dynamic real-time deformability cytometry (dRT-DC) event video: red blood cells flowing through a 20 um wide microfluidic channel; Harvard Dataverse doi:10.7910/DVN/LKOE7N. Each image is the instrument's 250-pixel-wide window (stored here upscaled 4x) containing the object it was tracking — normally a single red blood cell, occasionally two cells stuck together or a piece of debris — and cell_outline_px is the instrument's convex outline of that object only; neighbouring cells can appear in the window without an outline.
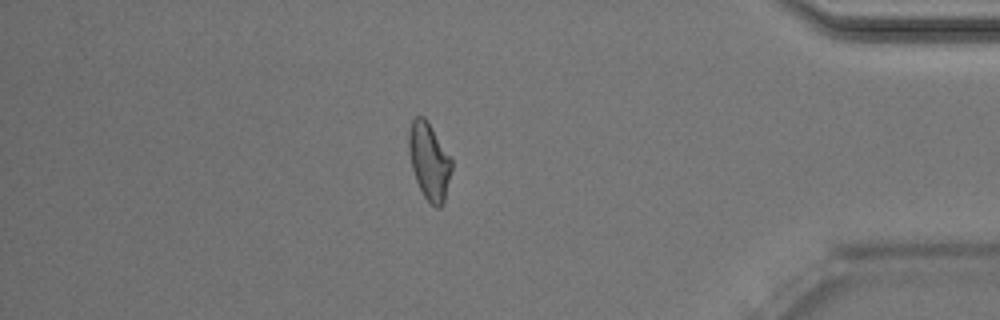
{"species": "Egyptian fruit bat (a non-hibernating species)", "species_latin": "Rousettus aegyptiacus", "temperature_condition": "room temperature", "stored_images_in_passage": 50, "camera_frame_rate_fps": 3000, "um_per_image_px": 0.085, "animal": {"sex": "male"}, "frame": {"image": 1, "passage_image": 43, "time_ms": 14.0, "image_size_px": [1000, 320], "cell_outline_px": [[452, 168], [444, 204], [440, 208], [436, 208], [424, 196], [416, 180], [412, 168], [408, 152], [408, 132], [412, 120], [416, 116], [424, 116], [428, 120], [452, 160]], "centroid_in_image_um": [36.48, 13.69], "position_along_channel_um": 398.7, "area_um2": 19.31}, "authors_computed_cell_mechanics": {"area_um2": 19.4208, "velocity_mm_per_s": 4.0451, "shape_relaxation_time_tau1_ms": 3.4735, "shape_relaxation_time_tau2_ms": 1.914, "deformation_change_tau1": 0.1464, "deformation_change_tau2": 0.0991}}